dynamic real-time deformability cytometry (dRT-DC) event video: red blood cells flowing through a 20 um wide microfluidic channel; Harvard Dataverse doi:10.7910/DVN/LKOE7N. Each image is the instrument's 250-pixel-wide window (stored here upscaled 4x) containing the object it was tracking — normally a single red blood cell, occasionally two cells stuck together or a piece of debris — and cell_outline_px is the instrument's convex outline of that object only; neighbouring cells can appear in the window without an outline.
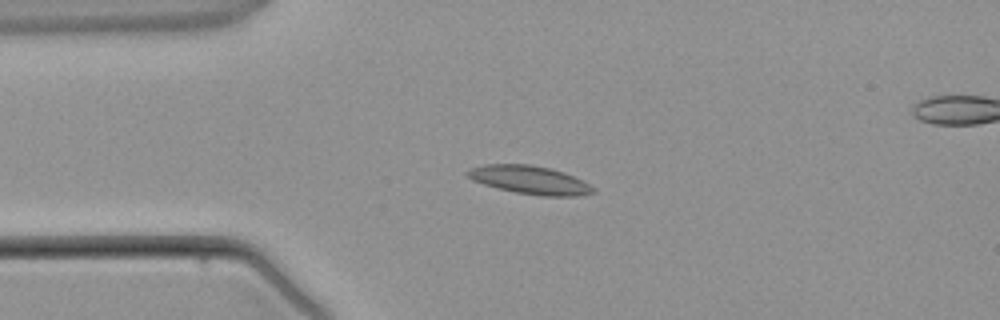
{"species": "common noctule bat (a hibernating species)", "species_latin": "Nyctalus noctula", "temperature_condition": "warm", "stored_images_in_passage": 4, "segment_of_instrument_passage": [1, 2], "camera_frame_rate_fps": 3000, "um_per_image_px": 0.085, "animal": {"sex": "male", "body_mass_g": 21.5, "forearm_length_mm": 52.0}, "frame": {"image": 1, "passage_image": 3, "time_ms": 2.333, "image_size_px": [1000, 320], "cell_outline_px": [[596, 192], [580, 196], [540, 196], [516, 192], [496, 188], [472, 180], [464, 172], [468, 168], [484, 164], [532, 164], [552, 168], [564, 172], [596, 188]], "centroid_in_image_um": [45.01, 15.29], "position_along_channel_um": 40.0, "area_um2": 20.92}}